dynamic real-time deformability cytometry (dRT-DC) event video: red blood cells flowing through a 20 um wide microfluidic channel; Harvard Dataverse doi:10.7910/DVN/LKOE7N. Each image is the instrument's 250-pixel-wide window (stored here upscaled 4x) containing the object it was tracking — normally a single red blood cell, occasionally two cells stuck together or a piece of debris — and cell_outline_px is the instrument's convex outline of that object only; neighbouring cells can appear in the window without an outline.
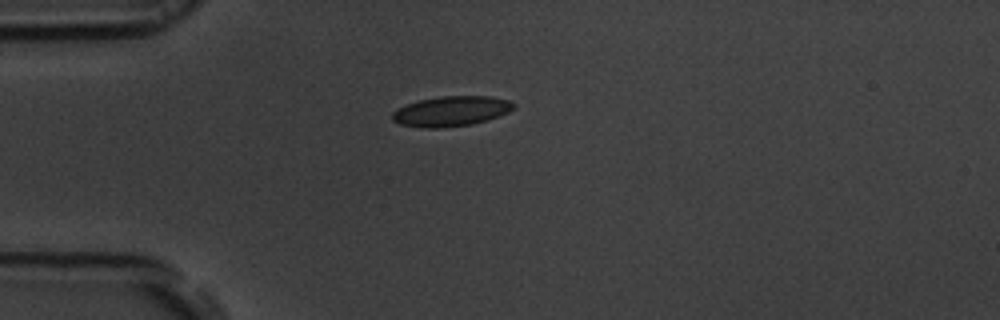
{"species": "common noctule bat (a hibernating species)", "species_latin": "Nyctalus noctula", "temperature_condition": "room temperature", "stored_images_in_passage": 41, "camera_frame_rate_fps": 3000, "um_per_image_px": 0.085, "animal": {"sex": "male", "body_mass_g": 19.5, "forearm_length_mm": 54.6}, "frame": {"image": 1, "passage_image": 1, "time_ms": 0.0, "image_size_px": [1000, 320], "cell_outline_px": [[516, 104], [508, 112], [472, 124], [444, 128], [424, 128], [400, 124], [392, 120], [392, 112], [396, 108], [420, 100], [440, 96], [488, 96], [508, 100]], "centroid_in_image_um": [38.3, 9.45], "position_along_channel_um": 46.7, "area_um2": 21.1}}
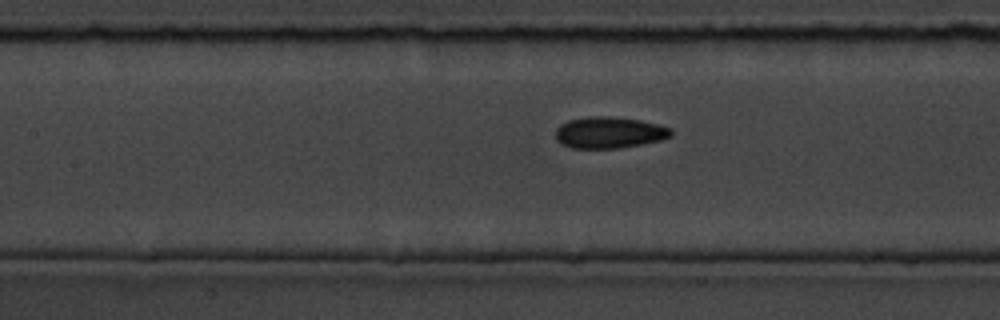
{"frame": {"image": 2, "passage_image": 11, "time_ms": 3.333, "image_size_px": [1000, 320], "cell_outline_px": [[672, 136], [660, 140], [620, 148], [572, 148], [556, 140], [556, 128], [560, 124], [568, 120], [592, 116], [608, 116], [640, 120], [660, 124], [672, 128]], "centroid_in_image_um": [51.8, 11.26], "position_along_channel_um": 155.6, "area_um2": 21.15}}
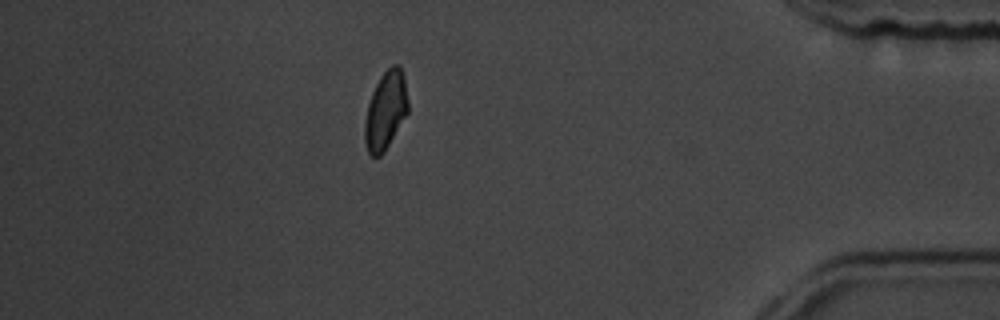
{"frame": {"image": 3, "passage_image": 34, "time_ms": 11.0, "image_size_px": [1000, 320], "cell_outline_px": [[408, 112], [384, 152], [380, 156], [372, 156], [368, 152], [364, 140], [364, 120], [368, 104], [372, 92], [380, 76], [392, 64], [400, 64], [404, 76], [408, 100]], "centroid_in_image_um": [32.77, 9.37], "position_along_channel_um": 402.4, "area_um2": 19.77}, "authors_computed_cell_mechanics": {"area_um2": 20.23, "velocity_mm_per_s": 3.7739, "shape_relaxation_time_tau1_ms": 2.9864, "shape_relaxation_time_tau2_ms": 3.5728, "deformation_change_tau1": 0.0888, "deformation_change_tau2": 0.0693}}